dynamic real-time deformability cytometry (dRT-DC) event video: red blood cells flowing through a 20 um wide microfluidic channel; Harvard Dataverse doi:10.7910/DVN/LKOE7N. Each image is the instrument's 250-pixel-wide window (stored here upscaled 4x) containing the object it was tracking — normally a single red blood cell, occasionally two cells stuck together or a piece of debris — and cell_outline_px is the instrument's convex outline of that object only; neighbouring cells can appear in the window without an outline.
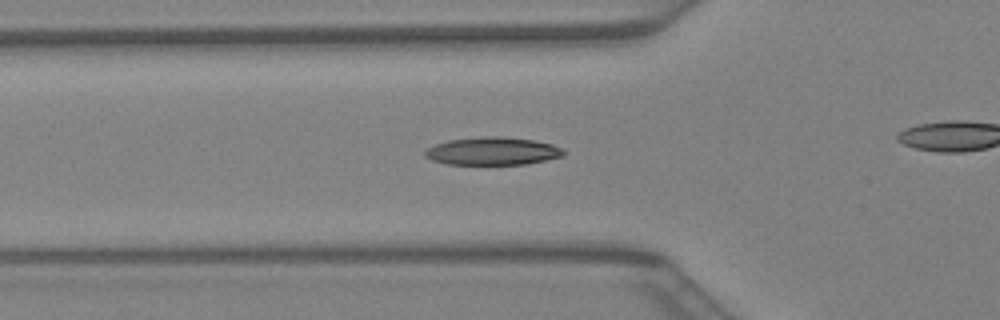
{"species": "Egyptian fruit bat (a non-hibernating species)", "species_latin": "Rousettus aegyptiacus", "temperature_condition": "warm", "stored_images_in_passage": 31, "camera_frame_rate_fps": 3000, "um_per_image_px": 0.085, "animal": {"sex": "female"}, "frame": {"image": 1, "passage_image": 12, "time_ms": 3.667, "image_size_px": [1000, 320], "cell_outline_px": [[564, 156], [524, 164], [448, 164], [432, 160], [424, 156], [424, 152], [428, 148], [436, 144], [448, 140], [480, 136], [500, 136], [536, 140], [552, 144], [564, 148]], "centroid_in_image_um": [41.88, 12.83], "position_along_channel_um": 83.9, "area_um2": 22.54}}
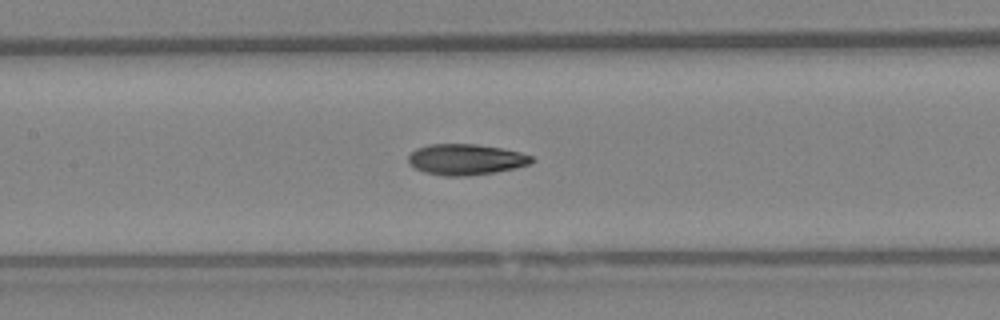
{"frame": {"image": 2, "passage_image": 17, "time_ms": 5.333, "image_size_px": [1000, 320], "cell_outline_px": [[536, 160], [528, 164], [516, 168], [468, 176], [444, 176], [424, 172], [408, 164], [408, 156], [416, 148], [428, 144], [476, 144], [500, 148], [520, 152], [532, 156]], "centroid_in_image_um": [39.57, 13.55], "position_along_channel_um": 167.8, "area_um2": 22.2}}
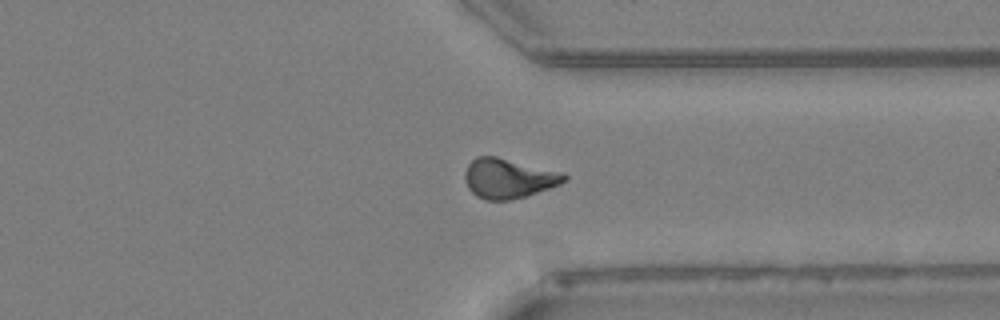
{"frame": {"image": 3, "passage_image": 29, "time_ms": 9.333, "image_size_px": [1000, 320], "cell_outline_px": [[568, 180], [560, 184], [524, 196], [508, 200], [484, 200], [476, 196], [468, 188], [464, 180], [464, 172], [468, 164], [476, 156], [496, 156], [564, 172], [568, 176]], "centroid_in_image_um": [43.21, 15.15], "position_along_channel_um": 368.2, "area_um2": 23.12}}